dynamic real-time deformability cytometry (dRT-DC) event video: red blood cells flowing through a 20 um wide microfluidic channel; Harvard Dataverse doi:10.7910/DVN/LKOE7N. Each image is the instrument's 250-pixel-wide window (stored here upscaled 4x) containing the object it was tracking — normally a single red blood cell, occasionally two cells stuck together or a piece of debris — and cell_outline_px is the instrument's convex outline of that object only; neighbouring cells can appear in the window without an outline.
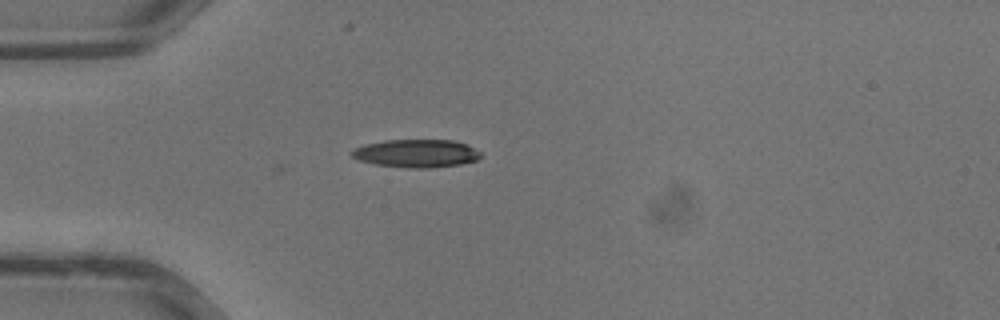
{"species": "common noctule bat (a hibernating species)", "species_latin": "Nyctalus noctula", "temperature_condition": "warm", "stored_images_in_passage": 26, "camera_frame_rate_fps": 3000, "um_per_image_px": 0.085, "animal": {"sex": "male", "body_mass_g": 13.3}, "frame": {"image": 1, "passage_image": 1, "time_ms": 0.0, "image_size_px": [1000, 320], "cell_outline_px": [[480, 156], [476, 160], [460, 164], [428, 168], [408, 168], [376, 164], [356, 160], [348, 152], [352, 148], [364, 144], [384, 140], [452, 140], [468, 144], [480, 152]], "centroid_in_image_um": [35.32, 13.03], "position_along_channel_um": 49.7, "area_um2": 21.21}}
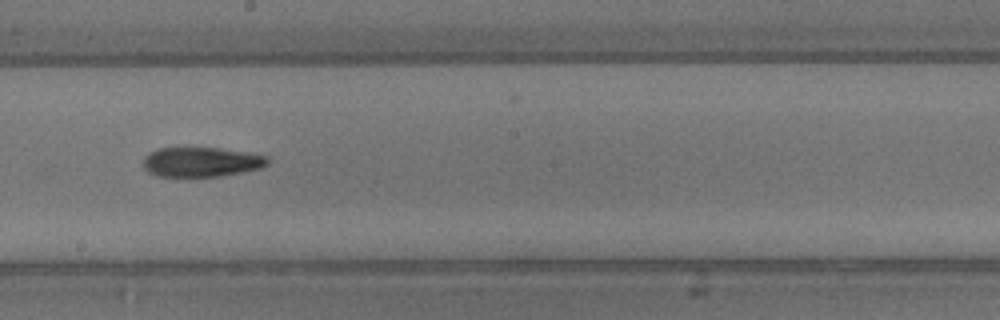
{"frame": {"image": 2, "passage_image": 11, "time_ms": 3.333, "image_size_px": [1000, 320], "cell_outline_px": [[268, 164], [264, 168], [220, 176], [160, 176], [148, 172], [144, 168], [144, 156], [148, 152], [156, 148], [220, 148], [252, 152], [268, 156]], "centroid_in_image_um": [17.16, 13.75], "position_along_channel_um": 231.0, "area_um2": 21.73}}
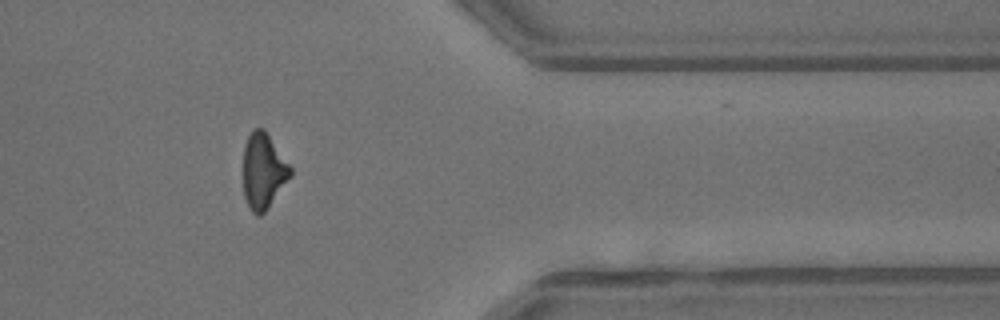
{"frame": {"image": 3, "passage_image": 20, "time_ms": 6.333, "image_size_px": [1000, 320], "cell_outline_px": [[292, 176], [268, 208], [260, 216], [256, 216], [252, 212], [244, 196], [244, 144], [252, 128], [264, 128], [292, 168]], "centroid_in_image_um": [22.39, 14.53], "position_along_channel_um": 389.0, "area_um2": 20.87}}